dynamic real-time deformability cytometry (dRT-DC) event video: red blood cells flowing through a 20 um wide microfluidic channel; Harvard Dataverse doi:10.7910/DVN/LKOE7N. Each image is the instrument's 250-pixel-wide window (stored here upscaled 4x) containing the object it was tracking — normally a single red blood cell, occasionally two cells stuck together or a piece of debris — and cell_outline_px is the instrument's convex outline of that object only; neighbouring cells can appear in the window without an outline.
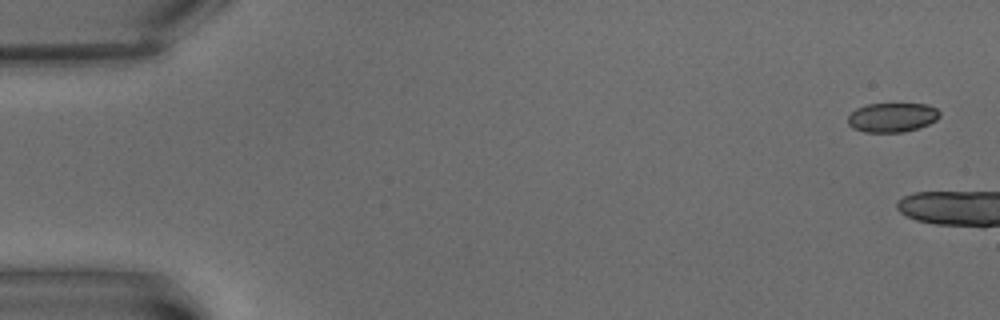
{"species": "common noctule bat (a hibernating species)", "species_latin": "Nyctalus noctula", "temperature_condition": "warm", "stored_images_in_passage": 4, "camera_frame_rate_fps": 3000, "um_per_image_px": 0.085, "animal": {"sex": "male", "body_mass_g": 15.6}, "frame": {"image": 1, "passage_image": 1, "time_ms": 0.0, "image_size_px": [1000, 320], "cell_outline_px": [[940, 116], [936, 120], [928, 124], [904, 132], [864, 132], [852, 128], [848, 124], [848, 116], [856, 108], [868, 104], [928, 104], [936, 108], [940, 112]], "centroid_in_image_um": [75.83, 9.98], "position_along_channel_um": 9.2, "area_um2": 15.66}}